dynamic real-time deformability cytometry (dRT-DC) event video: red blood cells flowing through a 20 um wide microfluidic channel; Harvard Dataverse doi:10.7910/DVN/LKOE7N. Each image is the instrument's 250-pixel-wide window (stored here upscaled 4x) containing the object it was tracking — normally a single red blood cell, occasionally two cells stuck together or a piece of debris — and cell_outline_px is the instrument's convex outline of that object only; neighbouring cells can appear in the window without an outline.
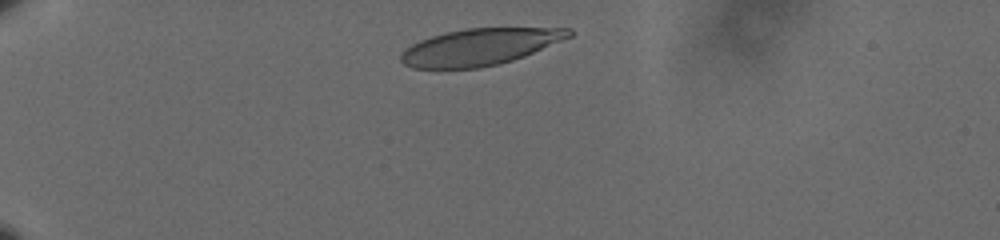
{"species": "human", "species_latin": "Homo sapiens", "temperature_condition": "cold", "stored_images_in_passage": 12, "camera_frame_rate_fps": 3000, "um_per_image_px": 0.085, "donor": {"sex": "male"}, "frame": {"image": 1, "passage_image": 1, "time_ms": 0.0, "image_size_px": [1000, 240], "cell_outline_px": [[572, 36], [524, 56], [512, 60], [480, 68], [412, 68], [404, 64], [400, 60], [400, 56], [412, 44], [420, 40], [444, 32], [464, 28], [572, 28]], "centroid_in_image_um": [40.78, 3.98], "position_along_channel_um": 44.2, "area_um2": 35.6}}
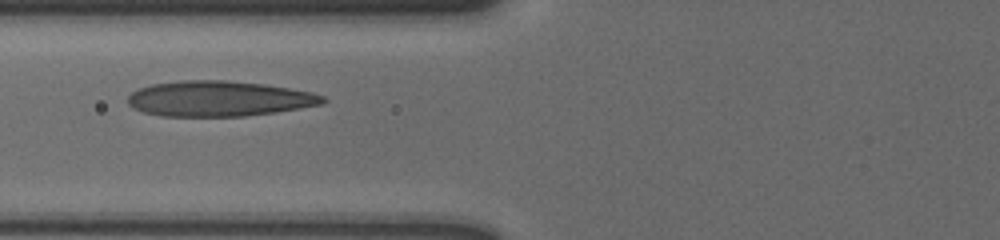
{"frame": {"image": 2, "passage_image": 10, "time_ms": 3.0, "image_size_px": [1000, 240], "cell_outline_px": [[328, 100], [324, 104], [276, 112], [244, 116], [160, 116], [144, 112], [128, 104], [128, 96], [132, 92], [140, 88], [152, 84], [180, 80], [228, 80], [264, 84], [312, 92], [324, 96]], "centroid_in_image_um": [18.64, 8.38], "position_along_channel_um": 107.2, "area_um2": 40.29}}
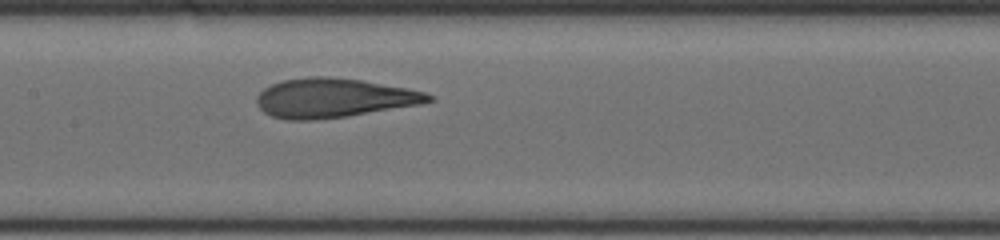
{"frame": {"image": 3, "passage_image": 12, "time_ms": 3.667, "image_size_px": [1000, 240], "cell_outline_px": [[436, 100], [420, 104], [344, 116], [312, 120], [284, 120], [272, 116], [264, 112], [260, 108], [256, 100], [256, 96], [264, 88], [272, 84], [284, 80], [308, 76], [328, 76], [360, 80], [404, 88], [424, 92], [432, 96]], "centroid_in_image_um": [28.31, 8.32], "position_along_channel_um": 179.1, "area_um2": 38.84}}